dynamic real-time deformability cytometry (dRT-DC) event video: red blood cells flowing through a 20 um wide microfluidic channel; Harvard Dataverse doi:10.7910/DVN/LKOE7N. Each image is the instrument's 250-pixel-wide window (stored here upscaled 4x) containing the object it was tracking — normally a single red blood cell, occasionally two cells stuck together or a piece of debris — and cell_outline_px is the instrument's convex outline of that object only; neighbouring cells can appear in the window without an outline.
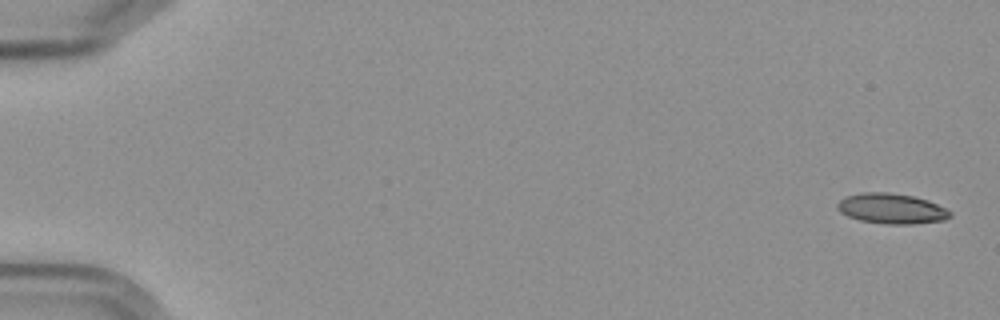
{"species": "Egyptian fruit bat (a non-hibernating species)", "species_latin": "Rousettus aegyptiacus", "temperature_condition": "cold", "stored_images_in_passage": 10, "camera_frame_rate_fps": 3000, "um_per_image_px": 0.085, "frame": {"image": 1, "passage_image": 1, "time_ms": 0.0, "image_size_px": [1000, 320], "cell_outline_px": [[952, 216], [944, 220], [912, 224], [884, 224], [860, 220], [848, 216], [840, 212], [836, 208], [836, 204], [844, 196], [864, 192], [888, 192], [912, 196], [928, 200], [952, 212]], "centroid_in_image_um": [75.75, 17.73], "position_along_channel_um": 9.2, "area_um2": 19.94}}
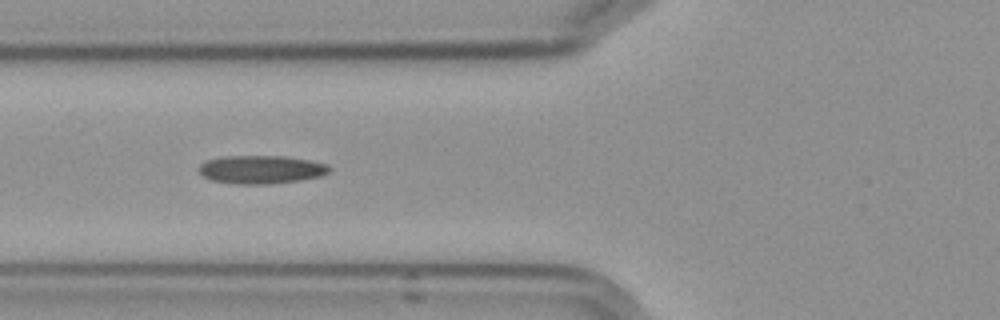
{"frame": {"image": 2, "passage_image": 7, "time_ms": 7.0, "image_size_px": [1000, 320], "cell_outline_px": [[332, 168], [328, 172], [320, 176], [300, 180], [272, 184], [236, 184], [212, 180], [204, 176], [196, 168], [200, 164], [208, 160], [224, 156], [288, 156], [312, 160], [328, 164]], "centroid_in_image_um": [22.23, 14.4], "position_along_channel_um": 103.6, "area_um2": 21.68}}